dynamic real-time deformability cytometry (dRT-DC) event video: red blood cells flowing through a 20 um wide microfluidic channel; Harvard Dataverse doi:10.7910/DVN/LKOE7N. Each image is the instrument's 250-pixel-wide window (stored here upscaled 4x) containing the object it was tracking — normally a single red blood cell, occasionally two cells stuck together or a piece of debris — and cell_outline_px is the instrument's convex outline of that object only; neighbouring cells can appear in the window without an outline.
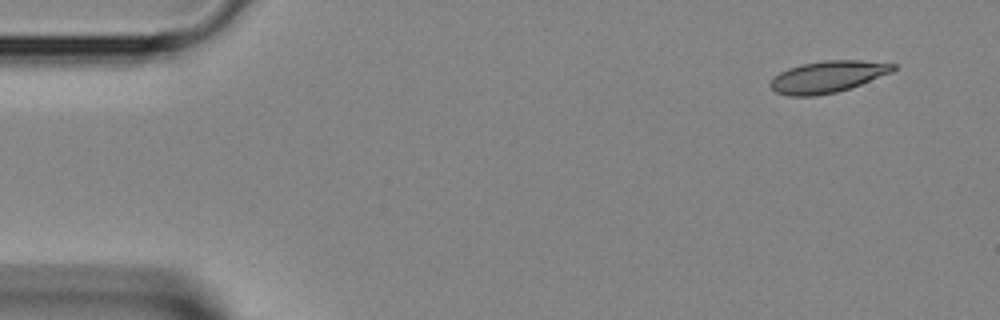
{"species": "Egyptian fruit bat (a non-hibernating species)", "species_latin": "Rousettus aegyptiacus", "temperature_condition": "room temperature", "stored_images_in_passage": 4, "segment_of_instrument_passage": [2, 2], "camera_frame_rate_fps": 3000, "um_per_image_px": 0.085, "animal": {"sex": "female"}, "frame": {"image": 1, "passage_image": 4, "time_ms": 1.0, "image_size_px": [1000, 320], "cell_outline_px": [[896, 68], [892, 72], [860, 84], [836, 92], [816, 96], [788, 96], [776, 92], [768, 84], [780, 72], [788, 68], [804, 64], [824, 60], [860, 60], [896, 64]], "centroid_in_image_um": [70.34, 6.52], "position_along_channel_um": 14.7, "area_um2": 22.43}}